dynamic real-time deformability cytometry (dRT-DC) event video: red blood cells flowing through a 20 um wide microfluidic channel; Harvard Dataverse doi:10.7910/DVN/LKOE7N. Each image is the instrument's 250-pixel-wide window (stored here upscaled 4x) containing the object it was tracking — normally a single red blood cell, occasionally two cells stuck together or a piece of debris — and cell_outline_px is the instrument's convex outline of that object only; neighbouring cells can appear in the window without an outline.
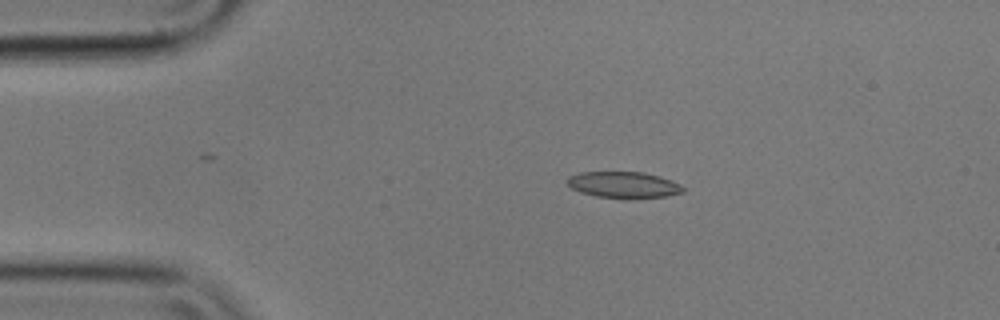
{"species": "common noctule bat (a hibernating species)", "species_latin": "Nyctalus noctula", "temperature_condition": "cold", "stored_images_in_passage": 3, "camera_frame_rate_fps": 3000, "um_per_image_px": 0.085, "animal": {"sex": "male", "body_mass_g": 17.9}, "frame": {"image": 1, "passage_image": 2, "time_ms": 0.333, "image_size_px": [1000, 320], "cell_outline_px": [[684, 192], [664, 196], [632, 200], [596, 196], [580, 192], [572, 188], [564, 180], [568, 176], [580, 172], [644, 172], [660, 176], [680, 184], [684, 188]], "centroid_in_image_um": [52.99, 15.72], "position_along_channel_um": 32.0, "area_um2": 18.09}}